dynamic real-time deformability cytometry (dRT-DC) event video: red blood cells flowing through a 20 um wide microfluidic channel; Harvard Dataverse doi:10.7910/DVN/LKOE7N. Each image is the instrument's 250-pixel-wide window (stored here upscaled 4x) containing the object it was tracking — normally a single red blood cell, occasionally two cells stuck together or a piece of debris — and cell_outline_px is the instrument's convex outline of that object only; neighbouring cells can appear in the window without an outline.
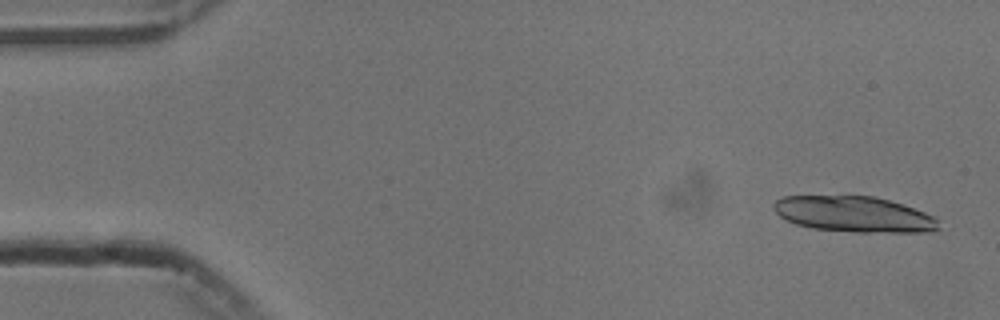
{"species": "common noctule bat (a hibernating species)", "species_latin": "Nyctalus noctula", "temperature_condition": "cold", "stored_images_in_passage": 37, "camera_frame_rate_fps": 3000, "um_per_image_px": 0.085, "animal": {"sex": "male", "body_mass_g": 13.3}, "frame": {"image": 1, "passage_image": 2, "time_ms": 0.333, "image_size_px": [1000, 320], "cell_outline_px": [[940, 228], [932, 232], [856, 232], [812, 228], [796, 224], [784, 220], [772, 208], [772, 204], [776, 200], [784, 196], [872, 196], [904, 204], [936, 216], [940, 220]], "centroid_in_image_um": [72.63, 18.21], "position_along_channel_um": 12.4, "area_um2": 34.74}}
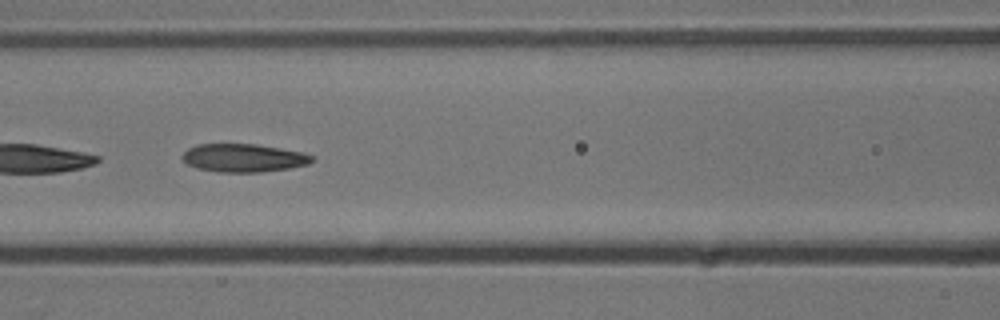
{"frame": {"image": 2, "passage_image": 23, "time_ms": 7.333, "image_size_px": [1000, 320], "cell_outline_px": [[316, 160], [308, 164], [288, 168], [260, 172], [216, 172], [196, 168], [188, 164], [180, 156], [188, 148], [196, 144], [256, 144], [304, 152], [312, 156]], "centroid_in_image_um": [20.69, 13.42], "position_along_channel_um": 145.9, "area_um2": 21.39}}
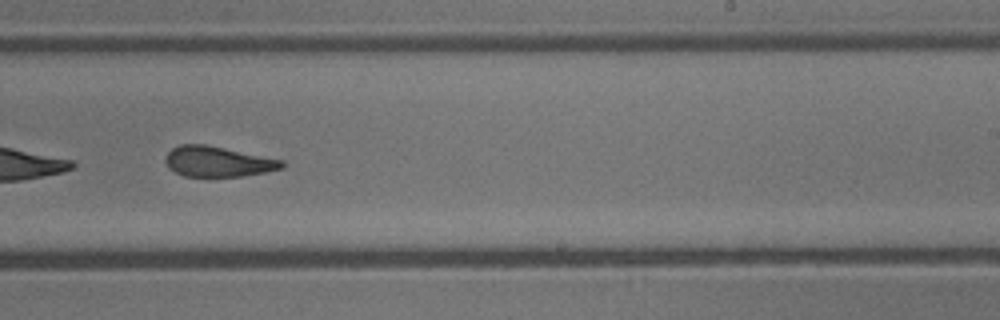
{"frame": {"image": 3, "passage_image": 33, "time_ms": 10.667, "image_size_px": [1000, 320], "cell_outline_px": [[284, 168], [264, 172], [240, 176], [184, 176], [168, 168], [164, 160], [168, 152], [172, 148], [180, 144], [204, 144], [284, 160]], "centroid_in_image_um": [18.5, 13.73], "position_along_channel_um": 270.5, "area_um2": 20.46}}